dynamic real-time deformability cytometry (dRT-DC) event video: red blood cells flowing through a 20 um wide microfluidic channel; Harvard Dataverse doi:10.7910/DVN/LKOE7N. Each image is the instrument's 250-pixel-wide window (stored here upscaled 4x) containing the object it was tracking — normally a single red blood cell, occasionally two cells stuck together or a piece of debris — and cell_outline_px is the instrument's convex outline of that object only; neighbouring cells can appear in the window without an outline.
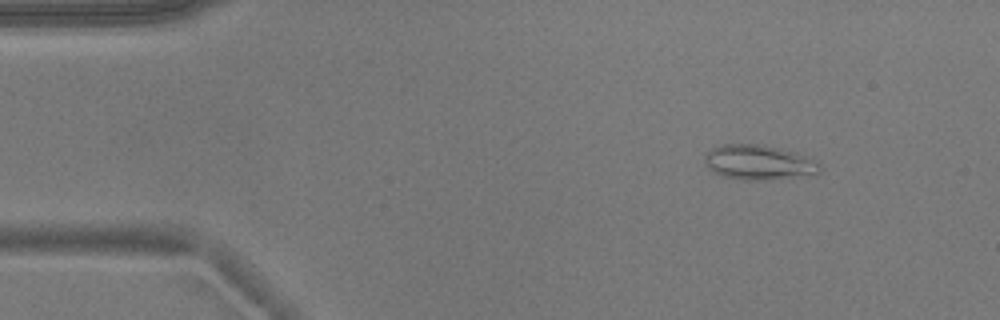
{"species": "common noctule bat (a hibernating species)", "species_latin": "Nyctalus noctula", "temperature_condition": "warm", "stored_images_in_passage": 48, "camera_frame_rate_fps": 3000, "um_per_image_px": 0.085, "animal": {"sex": "male", "body_mass_g": 17.9}, "frame": {"image": 1, "passage_image": 2, "time_ms": 0.333, "image_size_px": [1000, 320], "cell_outline_px": [[820, 172], [764, 180], [740, 180], [724, 176], [708, 168], [704, 164], [704, 156], [712, 148], [724, 144], [764, 144], [808, 156], [820, 164]], "centroid_in_image_um": [64.44, 13.78], "position_along_channel_um": 20.6, "area_um2": 23.06}}
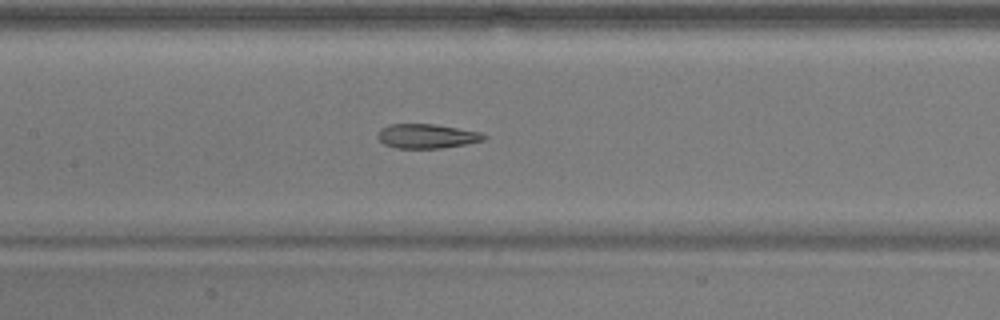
{"frame": {"image": 2, "passage_image": 20, "time_ms": 6.333, "image_size_px": [1000, 320], "cell_outline_px": [[488, 136], [484, 140], [444, 148], [396, 148], [384, 144], [376, 136], [380, 128], [388, 124], [436, 124], [480, 132]], "centroid_in_image_um": [36.26, 11.56], "position_along_channel_um": 171.1, "area_um2": 15.14}}
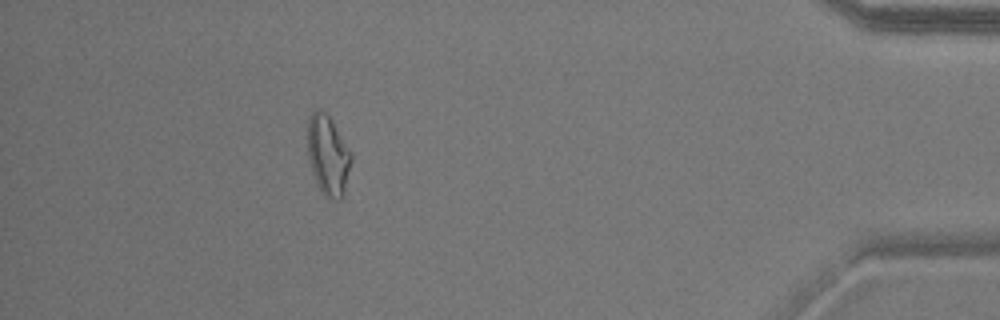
{"frame": {"image": 3, "passage_image": 43, "time_ms": 14.0, "image_size_px": [1000, 320], "cell_outline_px": [[352, 160], [344, 192], [340, 200], [332, 200], [324, 196], [320, 192], [316, 184], [308, 160], [308, 116], [316, 108], [320, 108], [332, 120], [352, 152]], "centroid_in_image_um": [27.88, 13.21], "position_along_channel_um": 407.3, "area_um2": 20.69}, "authors_computed_cell_mechanics": {"area_um2": 17.3689, "velocity_mm_per_s": 3.7932, "shape_relaxation_time_tau1_ms": null, "shape_relaxation_time_tau2_ms": 2.6822, "deformation_change_tau1": null, "deformation_change_tau2": 0.0962}}